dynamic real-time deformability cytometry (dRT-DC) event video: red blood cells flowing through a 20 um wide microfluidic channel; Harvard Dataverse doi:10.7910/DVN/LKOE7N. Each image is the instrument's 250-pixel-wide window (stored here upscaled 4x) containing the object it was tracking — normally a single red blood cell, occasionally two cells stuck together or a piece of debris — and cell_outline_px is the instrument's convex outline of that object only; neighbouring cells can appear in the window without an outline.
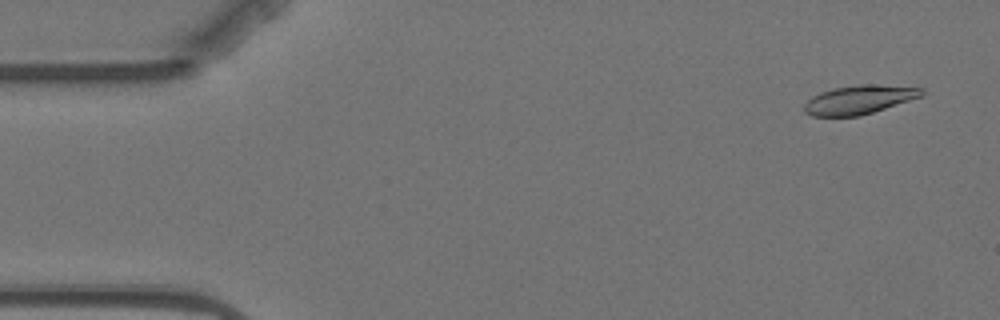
{"species": "Egyptian fruit bat (a non-hibernating species)", "species_latin": "Rousettus aegyptiacus", "temperature_condition": "warm", "stored_images_in_passage": 4, "camera_frame_rate_fps": 3000, "um_per_image_px": 0.085, "animal": {"sex": "female"}, "frame": {"image": 1, "passage_image": 1, "time_ms": 0.0, "image_size_px": [1000, 320], "cell_outline_px": [[924, 96], [860, 116], [812, 116], [804, 112], [804, 104], [812, 96], [820, 92], [832, 88], [860, 84], [872, 84], [924, 88]], "centroid_in_image_um": [73.03, 8.47], "position_along_channel_um": 12.0, "area_um2": 19.83}}
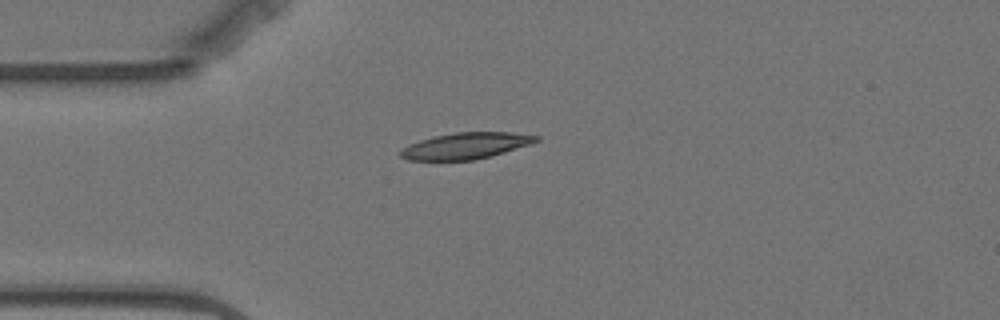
{"frame": {"image": 2, "passage_image": 4, "time_ms": 3.667, "image_size_px": [1000, 320], "cell_outline_px": [[540, 140], [532, 144], [492, 156], [472, 160], [408, 160], [400, 156], [400, 152], [408, 144], [420, 140], [436, 136], [456, 132], [512, 132], [540, 136]], "centroid_in_image_um": [39.64, 12.39], "position_along_channel_um": 45.4, "area_um2": 20.81}}